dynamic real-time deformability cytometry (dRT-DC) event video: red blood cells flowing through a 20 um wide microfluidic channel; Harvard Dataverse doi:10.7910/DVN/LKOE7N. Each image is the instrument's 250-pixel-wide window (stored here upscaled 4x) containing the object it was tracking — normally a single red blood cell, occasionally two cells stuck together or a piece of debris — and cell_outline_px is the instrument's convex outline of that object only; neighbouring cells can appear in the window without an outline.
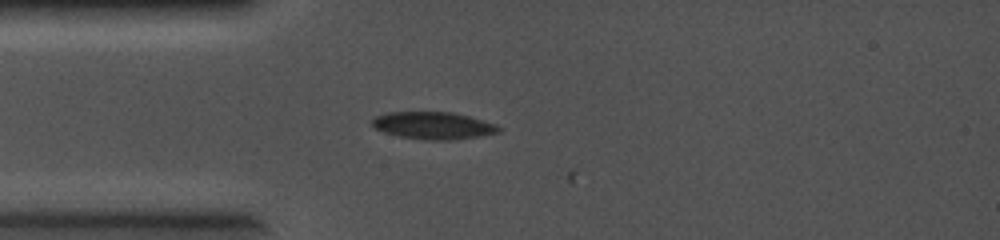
{"species": "common noctule bat (a hibernating species)", "species_latin": "Nyctalus noctula", "temperature_condition": "cold", "stored_images_in_passage": 2, "camera_frame_rate_fps": 5000, "um_per_image_px": 0.085, "animal": {"sex": "female", "body_mass_g": 19.0, "forearm_length_mm": 56.7}, "frame": {"image": 1, "passage_image": 1, "time_ms": 0.0, "image_size_px": [1000, 240], "cell_outline_px": [[504, 128], [500, 132], [480, 136], [452, 140], [424, 140], [400, 136], [384, 132], [376, 128], [372, 124], [372, 120], [376, 116], [384, 112], [452, 112], [468, 116], [496, 124]], "centroid_in_image_um": [36.86, 10.67], "position_along_channel_um": 48.1, "area_um2": 20.17}}